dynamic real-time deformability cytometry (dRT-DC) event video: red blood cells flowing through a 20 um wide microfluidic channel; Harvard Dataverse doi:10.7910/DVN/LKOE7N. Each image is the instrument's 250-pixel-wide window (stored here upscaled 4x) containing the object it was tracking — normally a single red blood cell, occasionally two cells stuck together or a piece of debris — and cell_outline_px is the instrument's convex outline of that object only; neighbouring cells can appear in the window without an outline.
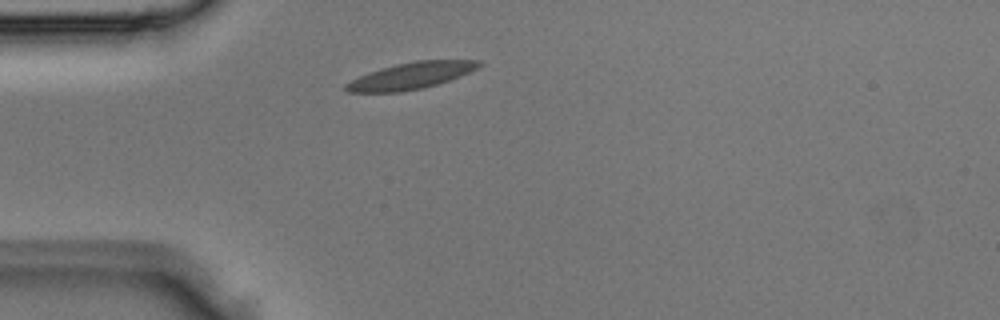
{"species": "Egyptian fruit bat (a non-hibernating species)", "species_latin": "Rousettus aegyptiacus", "temperature_condition": "room temperature", "stored_images_in_passage": 2, "camera_frame_rate_fps": 3000, "um_per_image_px": 0.085, "animal": {"sex": "male"}, "frame": {"image": 1, "passage_image": 1, "time_ms": 0.0, "image_size_px": [1000, 320], "cell_outline_px": [[484, 64], [460, 76], [424, 88], [400, 92], [348, 92], [344, 88], [344, 84], [368, 72], [380, 68], [396, 64], [416, 60], [480, 60]], "centroid_in_image_um": [34.92, 6.43], "position_along_channel_um": 50.1, "area_um2": 20.52}}